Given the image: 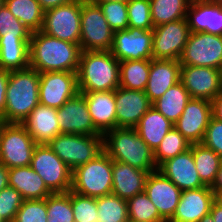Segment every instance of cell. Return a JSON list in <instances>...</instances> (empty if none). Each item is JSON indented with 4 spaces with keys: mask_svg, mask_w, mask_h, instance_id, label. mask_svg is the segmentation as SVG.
<instances>
[{
    "mask_svg": "<svg viewBox=\"0 0 222 222\" xmlns=\"http://www.w3.org/2000/svg\"><path fill=\"white\" fill-rule=\"evenodd\" d=\"M110 28L115 32L126 30L128 26L127 3L104 2L98 4Z\"/></svg>",
    "mask_w": 222,
    "mask_h": 222,
    "instance_id": "b9f144b4",
    "label": "cell"
},
{
    "mask_svg": "<svg viewBox=\"0 0 222 222\" xmlns=\"http://www.w3.org/2000/svg\"><path fill=\"white\" fill-rule=\"evenodd\" d=\"M202 143L222 158V122L211 117Z\"/></svg>",
    "mask_w": 222,
    "mask_h": 222,
    "instance_id": "f6af8a7d",
    "label": "cell"
},
{
    "mask_svg": "<svg viewBox=\"0 0 222 222\" xmlns=\"http://www.w3.org/2000/svg\"><path fill=\"white\" fill-rule=\"evenodd\" d=\"M144 192L157 208L159 215L169 222L179 204L182 191L157 169L148 174Z\"/></svg>",
    "mask_w": 222,
    "mask_h": 222,
    "instance_id": "e0dca14e",
    "label": "cell"
},
{
    "mask_svg": "<svg viewBox=\"0 0 222 222\" xmlns=\"http://www.w3.org/2000/svg\"><path fill=\"white\" fill-rule=\"evenodd\" d=\"M210 188L213 190L214 194L217 191H222V162L216 174L215 180L213 184L210 186Z\"/></svg>",
    "mask_w": 222,
    "mask_h": 222,
    "instance_id": "f907efd6",
    "label": "cell"
},
{
    "mask_svg": "<svg viewBox=\"0 0 222 222\" xmlns=\"http://www.w3.org/2000/svg\"><path fill=\"white\" fill-rule=\"evenodd\" d=\"M153 30L129 27L114 32L110 49L120 62L125 60L153 59Z\"/></svg>",
    "mask_w": 222,
    "mask_h": 222,
    "instance_id": "4fadbf2b",
    "label": "cell"
},
{
    "mask_svg": "<svg viewBox=\"0 0 222 222\" xmlns=\"http://www.w3.org/2000/svg\"><path fill=\"white\" fill-rule=\"evenodd\" d=\"M128 26L143 30H153L150 0H129L127 3Z\"/></svg>",
    "mask_w": 222,
    "mask_h": 222,
    "instance_id": "ab89813d",
    "label": "cell"
},
{
    "mask_svg": "<svg viewBox=\"0 0 222 222\" xmlns=\"http://www.w3.org/2000/svg\"><path fill=\"white\" fill-rule=\"evenodd\" d=\"M31 33L5 4L0 8V39H30Z\"/></svg>",
    "mask_w": 222,
    "mask_h": 222,
    "instance_id": "f35d334b",
    "label": "cell"
},
{
    "mask_svg": "<svg viewBox=\"0 0 222 222\" xmlns=\"http://www.w3.org/2000/svg\"><path fill=\"white\" fill-rule=\"evenodd\" d=\"M128 222H143V221H133V220H128Z\"/></svg>",
    "mask_w": 222,
    "mask_h": 222,
    "instance_id": "680465c9",
    "label": "cell"
},
{
    "mask_svg": "<svg viewBox=\"0 0 222 222\" xmlns=\"http://www.w3.org/2000/svg\"><path fill=\"white\" fill-rule=\"evenodd\" d=\"M30 39H0V69L23 70L29 68Z\"/></svg>",
    "mask_w": 222,
    "mask_h": 222,
    "instance_id": "f546056e",
    "label": "cell"
},
{
    "mask_svg": "<svg viewBox=\"0 0 222 222\" xmlns=\"http://www.w3.org/2000/svg\"><path fill=\"white\" fill-rule=\"evenodd\" d=\"M78 92L77 72L40 73V104L58 109Z\"/></svg>",
    "mask_w": 222,
    "mask_h": 222,
    "instance_id": "5bb4252c",
    "label": "cell"
},
{
    "mask_svg": "<svg viewBox=\"0 0 222 222\" xmlns=\"http://www.w3.org/2000/svg\"><path fill=\"white\" fill-rule=\"evenodd\" d=\"M116 127L134 128L152 103L144 91L118 87L115 90Z\"/></svg>",
    "mask_w": 222,
    "mask_h": 222,
    "instance_id": "d6986e66",
    "label": "cell"
},
{
    "mask_svg": "<svg viewBox=\"0 0 222 222\" xmlns=\"http://www.w3.org/2000/svg\"><path fill=\"white\" fill-rule=\"evenodd\" d=\"M190 100V94L182 82L179 81L154 101L152 107L159 111L172 124H175Z\"/></svg>",
    "mask_w": 222,
    "mask_h": 222,
    "instance_id": "f1b7e54d",
    "label": "cell"
},
{
    "mask_svg": "<svg viewBox=\"0 0 222 222\" xmlns=\"http://www.w3.org/2000/svg\"><path fill=\"white\" fill-rule=\"evenodd\" d=\"M47 145L72 171L104 151L103 135L61 133Z\"/></svg>",
    "mask_w": 222,
    "mask_h": 222,
    "instance_id": "8992f818",
    "label": "cell"
},
{
    "mask_svg": "<svg viewBox=\"0 0 222 222\" xmlns=\"http://www.w3.org/2000/svg\"><path fill=\"white\" fill-rule=\"evenodd\" d=\"M128 218L133 221L166 222L160 215L145 192L139 193L126 200Z\"/></svg>",
    "mask_w": 222,
    "mask_h": 222,
    "instance_id": "8d00e7d4",
    "label": "cell"
},
{
    "mask_svg": "<svg viewBox=\"0 0 222 222\" xmlns=\"http://www.w3.org/2000/svg\"><path fill=\"white\" fill-rule=\"evenodd\" d=\"M210 214L212 215L214 222H222V207L215 201L211 205Z\"/></svg>",
    "mask_w": 222,
    "mask_h": 222,
    "instance_id": "681fc988",
    "label": "cell"
},
{
    "mask_svg": "<svg viewBox=\"0 0 222 222\" xmlns=\"http://www.w3.org/2000/svg\"><path fill=\"white\" fill-rule=\"evenodd\" d=\"M83 93L95 128L104 135L116 128L115 90Z\"/></svg>",
    "mask_w": 222,
    "mask_h": 222,
    "instance_id": "d4e9b609",
    "label": "cell"
},
{
    "mask_svg": "<svg viewBox=\"0 0 222 222\" xmlns=\"http://www.w3.org/2000/svg\"><path fill=\"white\" fill-rule=\"evenodd\" d=\"M4 122L0 119V131H1V128H2V124H3Z\"/></svg>",
    "mask_w": 222,
    "mask_h": 222,
    "instance_id": "6f0895ef",
    "label": "cell"
},
{
    "mask_svg": "<svg viewBox=\"0 0 222 222\" xmlns=\"http://www.w3.org/2000/svg\"><path fill=\"white\" fill-rule=\"evenodd\" d=\"M120 61L111 51H81L77 70L79 92H105L119 87Z\"/></svg>",
    "mask_w": 222,
    "mask_h": 222,
    "instance_id": "3957f363",
    "label": "cell"
},
{
    "mask_svg": "<svg viewBox=\"0 0 222 222\" xmlns=\"http://www.w3.org/2000/svg\"><path fill=\"white\" fill-rule=\"evenodd\" d=\"M4 5V0H0V8Z\"/></svg>",
    "mask_w": 222,
    "mask_h": 222,
    "instance_id": "9f6ffc18",
    "label": "cell"
},
{
    "mask_svg": "<svg viewBox=\"0 0 222 222\" xmlns=\"http://www.w3.org/2000/svg\"><path fill=\"white\" fill-rule=\"evenodd\" d=\"M44 11L70 3L75 0H37Z\"/></svg>",
    "mask_w": 222,
    "mask_h": 222,
    "instance_id": "c3c4849f",
    "label": "cell"
},
{
    "mask_svg": "<svg viewBox=\"0 0 222 222\" xmlns=\"http://www.w3.org/2000/svg\"><path fill=\"white\" fill-rule=\"evenodd\" d=\"M81 49L79 44L63 41L35 31L29 41V67L39 73L77 72Z\"/></svg>",
    "mask_w": 222,
    "mask_h": 222,
    "instance_id": "6da1fadb",
    "label": "cell"
},
{
    "mask_svg": "<svg viewBox=\"0 0 222 222\" xmlns=\"http://www.w3.org/2000/svg\"><path fill=\"white\" fill-rule=\"evenodd\" d=\"M36 142L19 123H3L0 131V163L8 169L31 165Z\"/></svg>",
    "mask_w": 222,
    "mask_h": 222,
    "instance_id": "ba28073f",
    "label": "cell"
},
{
    "mask_svg": "<svg viewBox=\"0 0 222 222\" xmlns=\"http://www.w3.org/2000/svg\"><path fill=\"white\" fill-rule=\"evenodd\" d=\"M81 51H110L114 31L110 28L99 5L81 0Z\"/></svg>",
    "mask_w": 222,
    "mask_h": 222,
    "instance_id": "52a82bcc",
    "label": "cell"
},
{
    "mask_svg": "<svg viewBox=\"0 0 222 222\" xmlns=\"http://www.w3.org/2000/svg\"><path fill=\"white\" fill-rule=\"evenodd\" d=\"M191 0H150L153 26L186 18Z\"/></svg>",
    "mask_w": 222,
    "mask_h": 222,
    "instance_id": "836d02e7",
    "label": "cell"
},
{
    "mask_svg": "<svg viewBox=\"0 0 222 222\" xmlns=\"http://www.w3.org/2000/svg\"><path fill=\"white\" fill-rule=\"evenodd\" d=\"M181 65L222 67V35L190 32L179 58Z\"/></svg>",
    "mask_w": 222,
    "mask_h": 222,
    "instance_id": "8fae6325",
    "label": "cell"
},
{
    "mask_svg": "<svg viewBox=\"0 0 222 222\" xmlns=\"http://www.w3.org/2000/svg\"><path fill=\"white\" fill-rule=\"evenodd\" d=\"M196 170L201 181L206 186H211L222 162V158L203 143L190 145Z\"/></svg>",
    "mask_w": 222,
    "mask_h": 222,
    "instance_id": "1f68e13d",
    "label": "cell"
},
{
    "mask_svg": "<svg viewBox=\"0 0 222 222\" xmlns=\"http://www.w3.org/2000/svg\"><path fill=\"white\" fill-rule=\"evenodd\" d=\"M112 166L113 160L103 151L72 171L71 191L92 198L112 193Z\"/></svg>",
    "mask_w": 222,
    "mask_h": 222,
    "instance_id": "5b68a950",
    "label": "cell"
},
{
    "mask_svg": "<svg viewBox=\"0 0 222 222\" xmlns=\"http://www.w3.org/2000/svg\"><path fill=\"white\" fill-rule=\"evenodd\" d=\"M186 20L190 32L222 35V0H191Z\"/></svg>",
    "mask_w": 222,
    "mask_h": 222,
    "instance_id": "ffe728a7",
    "label": "cell"
},
{
    "mask_svg": "<svg viewBox=\"0 0 222 222\" xmlns=\"http://www.w3.org/2000/svg\"><path fill=\"white\" fill-rule=\"evenodd\" d=\"M214 192L210 186L181 192L179 204L169 222H199L210 213Z\"/></svg>",
    "mask_w": 222,
    "mask_h": 222,
    "instance_id": "7402d4cb",
    "label": "cell"
},
{
    "mask_svg": "<svg viewBox=\"0 0 222 222\" xmlns=\"http://www.w3.org/2000/svg\"><path fill=\"white\" fill-rule=\"evenodd\" d=\"M199 222H214L212 215L209 213L202 217Z\"/></svg>",
    "mask_w": 222,
    "mask_h": 222,
    "instance_id": "11a10c76",
    "label": "cell"
},
{
    "mask_svg": "<svg viewBox=\"0 0 222 222\" xmlns=\"http://www.w3.org/2000/svg\"><path fill=\"white\" fill-rule=\"evenodd\" d=\"M9 78V71L0 69V119L3 121V114L6 104V90Z\"/></svg>",
    "mask_w": 222,
    "mask_h": 222,
    "instance_id": "bcb514c9",
    "label": "cell"
},
{
    "mask_svg": "<svg viewBox=\"0 0 222 222\" xmlns=\"http://www.w3.org/2000/svg\"><path fill=\"white\" fill-rule=\"evenodd\" d=\"M158 170L172 181L181 191L198 189L206 186L196 170L192 150L188 149L163 162Z\"/></svg>",
    "mask_w": 222,
    "mask_h": 222,
    "instance_id": "44dd1931",
    "label": "cell"
},
{
    "mask_svg": "<svg viewBox=\"0 0 222 222\" xmlns=\"http://www.w3.org/2000/svg\"><path fill=\"white\" fill-rule=\"evenodd\" d=\"M134 128L154 152L166 134L174 128V124L155 108L151 107Z\"/></svg>",
    "mask_w": 222,
    "mask_h": 222,
    "instance_id": "83f0119b",
    "label": "cell"
},
{
    "mask_svg": "<svg viewBox=\"0 0 222 222\" xmlns=\"http://www.w3.org/2000/svg\"><path fill=\"white\" fill-rule=\"evenodd\" d=\"M40 73L32 68L9 71L4 123L21 124L39 102Z\"/></svg>",
    "mask_w": 222,
    "mask_h": 222,
    "instance_id": "7a4b0ae2",
    "label": "cell"
},
{
    "mask_svg": "<svg viewBox=\"0 0 222 222\" xmlns=\"http://www.w3.org/2000/svg\"><path fill=\"white\" fill-rule=\"evenodd\" d=\"M220 70H221V82H222V67H221V69H220Z\"/></svg>",
    "mask_w": 222,
    "mask_h": 222,
    "instance_id": "91938a15",
    "label": "cell"
},
{
    "mask_svg": "<svg viewBox=\"0 0 222 222\" xmlns=\"http://www.w3.org/2000/svg\"><path fill=\"white\" fill-rule=\"evenodd\" d=\"M8 185L16 189L23 200L45 199L52 194L31 166L9 169Z\"/></svg>",
    "mask_w": 222,
    "mask_h": 222,
    "instance_id": "4316f807",
    "label": "cell"
},
{
    "mask_svg": "<svg viewBox=\"0 0 222 222\" xmlns=\"http://www.w3.org/2000/svg\"><path fill=\"white\" fill-rule=\"evenodd\" d=\"M97 222H128L127 201L110 193L97 198Z\"/></svg>",
    "mask_w": 222,
    "mask_h": 222,
    "instance_id": "e575fe53",
    "label": "cell"
},
{
    "mask_svg": "<svg viewBox=\"0 0 222 222\" xmlns=\"http://www.w3.org/2000/svg\"><path fill=\"white\" fill-rule=\"evenodd\" d=\"M179 60L150 59V72L144 92L153 103L171 86L180 81Z\"/></svg>",
    "mask_w": 222,
    "mask_h": 222,
    "instance_id": "603a6c76",
    "label": "cell"
},
{
    "mask_svg": "<svg viewBox=\"0 0 222 222\" xmlns=\"http://www.w3.org/2000/svg\"><path fill=\"white\" fill-rule=\"evenodd\" d=\"M81 0L44 11L41 31L57 39L79 44L81 35Z\"/></svg>",
    "mask_w": 222,
    "mask_h": 222,
    "instance_id": "30bf717a",
    "label": "cell"
},
{
    "mask_svg": "<svg viewBox=\"0 0 222 222\" xmlns=\"http://www.w3.org/2000/svg\"><path fill=\"white\" fill-rule=\"evenodd\" d=\"M190 145L187 139L176 128H173L166 134L158 148L154 151L156 166L159 167L167 159L186 152L190 149Z\"/></svg>",
    "mask_w": 222,
    "mask_h": 222,
    "instance_id": "d590c367",
    "label": "cell"
},
{
    "mask_svg": "<svg viewBox=\"0 0 222 222\" xmlns=\"http://www.w3.org/2000/svg\"><path fill=\"white\" fill-rule=\"evenodd\" d=\"M214 201L222 207V191H217L214 194Z\"/></svg>",
    "mask_w": 222,
    "mask_h": 222,
    "instance_id": "db71d44e",
    "label": "cell"
},
{
    "mask_svg": "<svg viewBox=\"0 0 222 222\" xmlns=\"http://www.w3.org/2000/svg\"><path fill=\"white\" fill-rule=\"evenodd\" d=\"M9 169L0 163V191L8 186Z\"/></svg>",
    "mask_w": 222,
    "mask_h": 222,
    "instance_id": "816d5d0a",
    "label": "cell"
},
{
    "mask_svg": "<svg viewBox=\"0 0 222 222\" xmlns=\"http://www.w3.org/2000/svg\"><path fill=\"white\" fill-rule=\"evenodd\" d=\"M57 122L60 134L102 135L93 124L83 93L78 92L57 109Z\"/></svg>",
    "mask_w": 222,
    "mask_h": 222,
    "instance_id": "9a60e30c",
    "label": "cell"
},
{
    "mask_svg": "<svg viewBox=\"0 0 222 222\" xmlns=\"http://www.w3.org/2000/svg\"><path fill=\"white\" fill-rule=\"evenodd\" d=\"M71 205L75 222H97V198L71 191Z\"/></svg>",
    "mask_w": 222,
    "mask_h": 222,
    "instance_id": "60d3db41",
    "label": "cell"
},
{
    "mask_svg": "<svg viewBox=\"0 0 222 222\" xmlns=\"http://www.w3.org/2000/svg\"><path fill=\"white\" fill-rule=\"evenodd\" d=\"M13 222H47L46 198L23 200Z\"/></svg>",
    "mask_w": 222,
    "mask_h": 222,
    "instance_id": "7bdbcfd3",
    "label": "cell"
},
{
    "mask_svg": "<svg viewBox=\"0 0 222 222\" xmlns=\"http://www.w3.org/2000/svg\"><path fill=\"white\" fill-rule=\"evenodd\" d=\"M47 222H75L71 205V190L46 197Z\"/></svg>",
    "mask_w": 222,
    "mask_h": 222,
    "instance_id": "74e56055",
    "label": "cell"
},
{
    "mask_svg": "<svg viewBox=\"0 0 222 222\" xmlns=\"http://www.w3.org/2000/svg\"><path fill=\"white\" fill-rule=\"evenodd\" d=\"M4 4L31 32L42 29L44 10L37 0H4Z\"/></svg>",
    "mask_w": 222,
    "mask_h": 222,
    "instance_id": "d6a6232c",
    "label": "cell"
},
{
    "mask_svg": "<svg viewBox=\"0 0 222 222\" xmlns=\"http://www.w3.org/2000/svg\"><path fill=\"white\" fill-rule=\"evenodd\" d=\"M190 29L186 18L153 28V59L179 60Z\"/></svg>",
    "mask_w": 222,
    "mask_h": 222,
    "instance_id": "7c38bea8",
    "label": "cell"
},
{
    "mask_svg": "<svg viewBox=\"0 0 222 222\" xmlns=\"http://www.w3.org/2000/svg\"><path fill=\"white\" fill-rule=\"evenodd\" d=\"M212 117L222 122V91L211 101Z\"/></svg>",
    "mask_w": 222,
    "mask_h": 222,
    "instance_id": "7dc6e473",
    "label": "cell"
},
{
    "mask_svg": "<svg viewBox=\"0 0 222 222\" xmlns=\"http://www.w3.org/2000/svg\"><path fill=\"white\" fill-rule=\"evenodd\" d=\"M148 172L130 166L127 163L113 160L112 193L122 199H129L144 192Z\"/></svg>",
    "mask_w": 222,
    "mask_h": 222,
    "instance_id": "484cf974",
    "label": "cell"
},
{
    "mask_svg": "<svg viewBox=\"0 0 222 222\" xmlns=\"http://www.w3.org/2000/svg\"><path fill=\"white\" fill-rule=\"evenodd\" d=\"M30 166L43 179L52 193H64L71 190L72 170L48 145L35 146Z\"/></svg>",
    "mask_w": 222,
    "mask_h": 222,
    "instance_id": "9c48e42d",
    "label": "cell"
},
{
    "mask_svg": "<svg viewBox=\"0 0 222 222\" xmlns=\"http://www.w3.org/2000/svg\"><path fill=\"white\" fill-rule=\"evenodd\" d=\"M88 1L98 5V4L104 3V2H123V3H128L129 0H88Z\"/></svg>",
    "mask_w": 222,
    "mask_h": 222,
    "instance_id": "f5cc1de1",
    "label": "cell"
},
{
    "mask_svg": "<svg viewBox=\"0 0 222 222\" xmlns=\"http://www.w3.org/2000/svg\"><path fill=\"white\" fill-rule=\"evenodd\" d=\"M150 72V59L120 62L119 87L144 91Z\"/></svg>",
    "mask_w": 222,
    "mask_h": 222,
    "instance_id": "4dcf8cb0",
    "label": "cell"
},
{
    "mask_svg": "<svg viewBox=\"0 0 222 222\" xmlns=\"http://www.w3.org/2000/svg\"><path fill=\"white\" fill-rule=\"evenodd\" d=\"M23 198L11 186L0 191V222H13L15 215L21 207Z\"/></svg>",
    "mask_w": 222,
    "mask_h": 222,
    "instance_id": "ee69618b",
    "label": "cell"
},
{
    "mask_svg": "<svg viewBox=\"0 0 222 222\" xmlns=\"http://www.w3.org/2000/svg\"><path fill=\"white\" fill-rule=\"evenodd\" d=\"M36 144L47 145L60 134L57 109L38 104L21 123Z\"/></svg>",
    "mask_w": 222,
    "mask_h": 222,
    "instance_id": "cb8c5ba5",
    "label": "cell"
},
{
    "mask_svg": "<svg viewBox=\"0 0 222 222\" xmlns=\"http://www.w3.org/2000/svg\"><path fill=\"white\" fill-rule=\"evenodd\" d=\"M104 152L115 161L151 173L158 169L153 150L142 140L135 128L116 127L103 135Z\"/></svg>",
    "mask_w": 222,
    "mask_h": 222,
    "instance_id": "277c9868",
    "label": "cell"
},
{
    "mask_svg": "<svg viewBox=\"0 0 222 222\" xmlns=\"http://www.w3.org/2000/svg\"><path fill=\"white\" fill-rule=\"evenodd\" d=\"M180 81L191 98L212 101L222 91L221 70L216 68L181 65Z\"/></svg>",
    "mask_w": 222,
    "mask_h": 222,
    "instance_id": "2e32d148",
    "label": "cell"
},
{
    "mask_svg": "<svg viewBox=\"0 0 222 222\" xmlns=\"http://www.w3.org/2000/svg\"><path fill=\"white\" fill-rule=\"evenodd\" d=\"M212 117L211 101L191 98L180 118L174 124L190 144L202 143Z\"/></svg>",
    "mask_w": 222,
    "mask_h": 222,
    "instance_id": "ac0fdd59",
    "label": "cell"
}]
</instances>
